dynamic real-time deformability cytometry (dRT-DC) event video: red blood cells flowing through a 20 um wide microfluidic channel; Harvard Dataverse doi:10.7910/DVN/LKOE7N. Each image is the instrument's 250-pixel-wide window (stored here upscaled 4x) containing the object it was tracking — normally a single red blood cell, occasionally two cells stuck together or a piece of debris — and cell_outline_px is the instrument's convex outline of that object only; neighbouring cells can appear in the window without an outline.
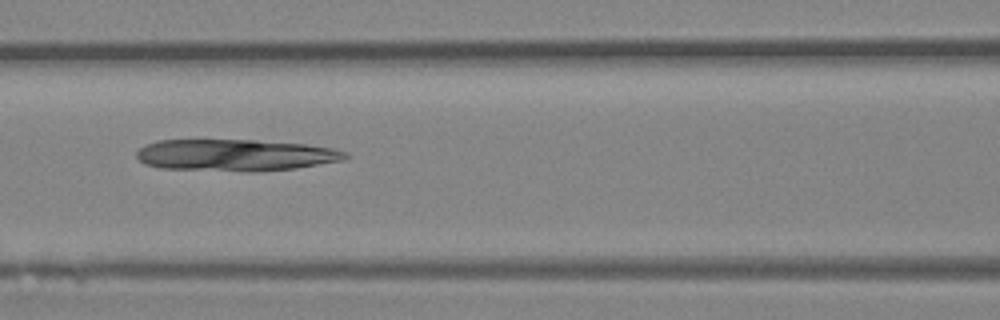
{"species": "Egyptian fruit bat (a non-hibernating species)", "species_latin": "Rousettus aegyptiacus", "temperature_condition": "room temperature", "stored_images_in_passage": 48, "camera_frame_rate_fps": 3000, "um_per_image_px": 0.085, "animal": {"sex": "female"}, "frame": {"image": 1, "passage_image": 21, "time_ms": 6.667, "image_size_px": [1000, 320], "cell_outline_px": [[348, 156], [344, 160], [296, 168], [256, 172], [244, 172], [160, 168], [144, 164], [136, 156], [136, 152], [144, 144], [160, 140], [256, 140], [304, 144], [332, 148], [348, 152]], "centroid_in_image_um": [19.99, 13.19], "position_along_channel_um": 146.6, "area_um2": 38.9}}
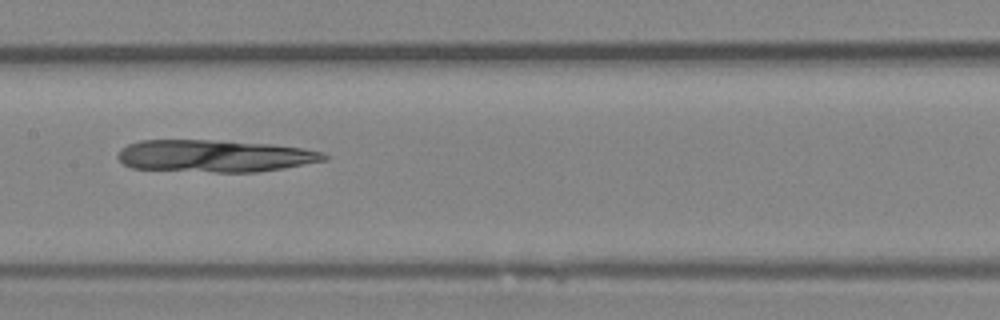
{"frame": {"image": 2, "passage_image": 24, "time_ms": 7.667, "image_size_px": [1000, 320], "cell_outline_px": [[328, 160], [284, 168], [256, 172], [216, 172], [132, 168], [124, 164], [116, 156], [128, 144], [140, 140], [212, 140], [272, 144], [304, 148], [324, 152], [328, 156]], "centroid_in_image_um": [18.3, 13.25], "position_along_channel_um": 189.1, "area_um2": 38.67}}
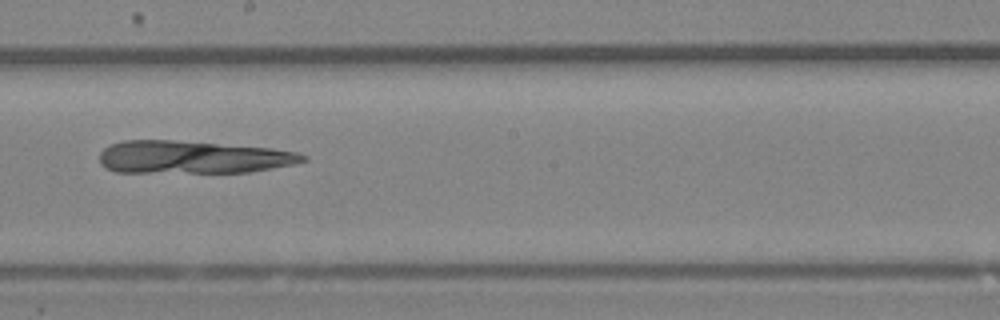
{"frame": {"image": 3, "passage_image": 27, "time_ms": 8.667, "image_size_px": [1000, 320], "cell_outline_px": [[308, 160], [292, 164], [272, 168], [248, 172], [116, 172], [104, 168], [100, 164], [100, 152], [108, 144], [124, 140], [172, 140], [272, 148], [296, 152], [308, 156]], "centroid_in_image_um": [16.34, 13.36], "position_along_channel_um": 231.9, "area_um2": 38.84}}